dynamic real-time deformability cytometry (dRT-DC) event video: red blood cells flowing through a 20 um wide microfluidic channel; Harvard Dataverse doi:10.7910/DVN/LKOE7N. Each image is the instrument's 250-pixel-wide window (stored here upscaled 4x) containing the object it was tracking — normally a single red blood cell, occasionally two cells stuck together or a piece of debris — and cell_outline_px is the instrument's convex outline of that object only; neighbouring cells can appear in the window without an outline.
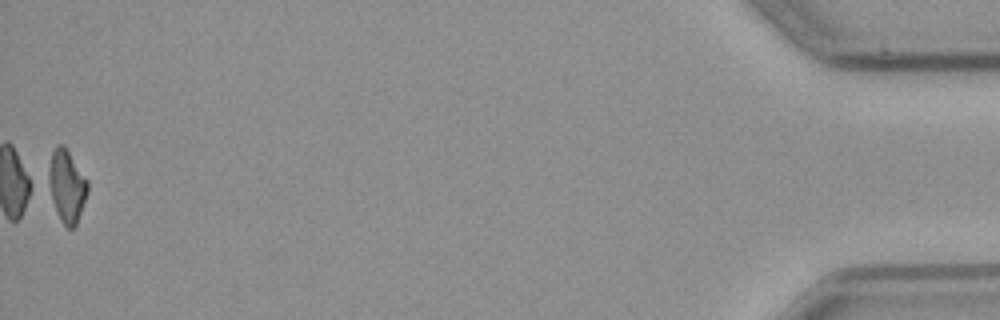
{"species": "common noctule bat (a hibernating species)", "species_latin": "Nyctalus noctula", "temperature_condition": "cold", "stored_images_in_passage": 56, "camera_frame_rate_fps": 3000, "um_per_image_px": 0.085, "animal": {"sex": "male", "body_mass_g": 23.1, "forearm_length_mm": 52.7}, "frame": {"image": 1, "passage_image": 56, "time_ms": 18.333, "image_size_px": [1000, 320], "cell_outline_px": [[88, 192], [76, 224], [72, 228], [68, 228], [60, 220], [52, 200], [44, 176], [52, 152], [60, 144], [64, 144], [88, 180]], "centroid_in_image_um": [5.63, 15.77], "position_along_channel_um": 429.6, "area_um2": 16.82}, "authors_computed_cell_mechanics": {"area_um2": 18.7272, "velocity_mm_per_s": 3.6924, "shape_relaxation_time_tau1_ms": 4.0728, "shape_relaxation_time_tau2_ms": null, "deformation_change_tau1": 0.1644, "deformation_change_tau2": null}}